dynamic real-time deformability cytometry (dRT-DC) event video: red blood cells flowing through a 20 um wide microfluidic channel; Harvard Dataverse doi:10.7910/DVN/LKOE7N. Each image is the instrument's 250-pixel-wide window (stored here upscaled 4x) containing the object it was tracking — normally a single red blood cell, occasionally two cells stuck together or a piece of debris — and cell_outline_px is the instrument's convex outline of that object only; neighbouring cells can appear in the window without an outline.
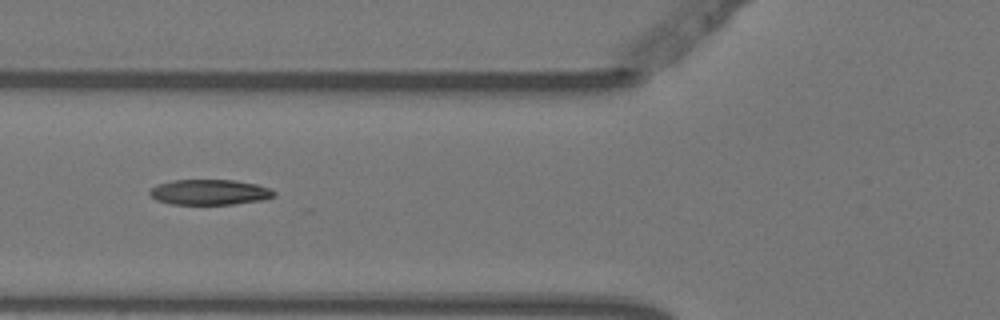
{"species": "Egyptian fruit bat (a non-hibernating species)", "species_latin": "Rousettus aegyptiacus", "temperature_condition": "warm", "stored_images_in_passage": 5, "camera_frame_rate_fps": 3000, "um_per_image_px": 0.085, "animal": {"sex": "female"}, "frame": {"image": 1, "passage_image": 4, "time_ms": 1.0, "image_size_px": [1000, 320], "cell_outline_px": [[276, 192], [272, 196], [264, 200], [232, 204], [172, 204], [156, 200], [148, 192], [156, 184], [172, 180], [232, 180], [256, 184], [272, 188]], "centroid_in_image_um": [17.82, 16.33], "position_along_channel_um": 108.0, "area_um2": 18.38}}
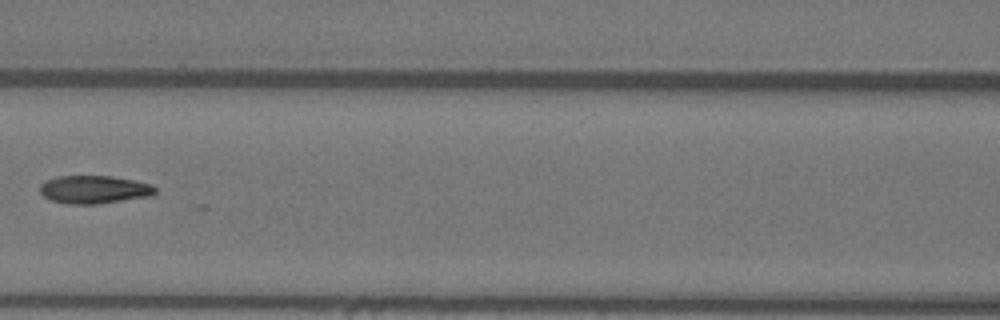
{"frame": {"image": 2, "passage_image": 5, "time_ms": 1.333, "image_size_px": [1000, 320], "cell_outline_px": [[156, 192], [152, 196], [96, 204], [68, 204], [48, 200], [40, 192], [40, 184], [44, 180], [56, 176], [112, 176], [152, 184], [156, 188]], "centroid_in_image_um": [7.97, 16.11], "position_along_channel_um": 158.6, "area_um2": 19.02}}